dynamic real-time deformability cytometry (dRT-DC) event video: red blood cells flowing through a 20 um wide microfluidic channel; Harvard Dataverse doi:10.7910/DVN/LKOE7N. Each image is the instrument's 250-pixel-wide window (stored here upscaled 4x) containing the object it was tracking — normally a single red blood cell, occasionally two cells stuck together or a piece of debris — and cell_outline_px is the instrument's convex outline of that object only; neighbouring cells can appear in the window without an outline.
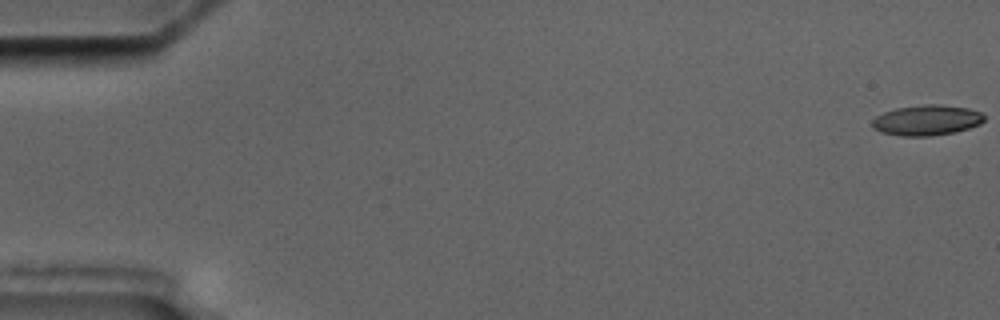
{"species": "common noctule bat (a hibernating species)", "species_latin": "Nyctalus noctula", "temperature_condition": "cold", "stored_images_in_passage": 5, "camera_frame_rate_fps": 3000, "um_per_image_px": 0.085, "animal": {"sex": "male", "body_mass_g": 17.5, "forearm_length_mm": 52.3}, "frame": {"image": 1, "passage_image": 1, "time_ms": 0.0, "image_size_px": [1000, 320], "cell_outline_px": [[984, 120], [980, 124], [968, 128], [952, 132], [932, 136], [904, 136], [884, 132], [872, 128], [872, 120], [876, 116], [884, 112], [896, 108], [924, 104], [940, 104], [968, 108], [980, 112], [984, 116]], "centroid_in_image_um": [78.77, 10.2], "position_along_channel_um": 6.2, "area_um2": 19.71}}